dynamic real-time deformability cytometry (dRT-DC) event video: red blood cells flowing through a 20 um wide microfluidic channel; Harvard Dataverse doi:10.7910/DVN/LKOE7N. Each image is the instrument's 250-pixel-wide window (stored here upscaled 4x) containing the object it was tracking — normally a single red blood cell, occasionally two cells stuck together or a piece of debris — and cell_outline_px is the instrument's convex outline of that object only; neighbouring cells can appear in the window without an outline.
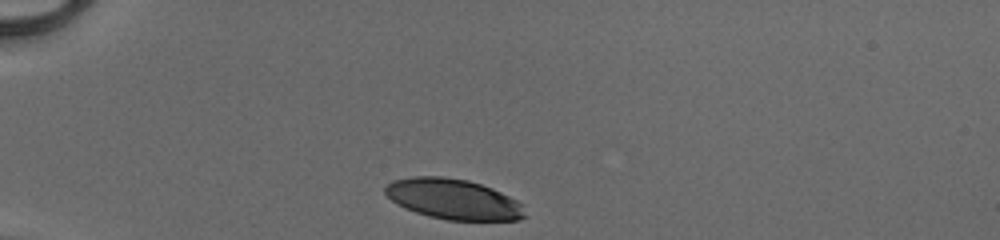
{"species": "human", "species_latin": "Homo sapiens", "temperature_condition": "cold", "stored_images_in_passage": 30, "camera_frame_rate_fps": 3000, "um_per_image_px": 0.085, "donor": {"sex": "male"}, "frame": {"image": 1, "passage_image": 1, "time_ms": 0.0, "image_size_px": [1000, 240], "cell_outline_px": [[528, 216], [520, 220], [448, 220], [428, 216], [404, 208], [392, 200], [384, 192], [384, 188], [392, 180], [412, 176], [444, 176], [468, 180], [492, 188], [524, 204]], "centroid_in_image_um": [38.56, 16.93], "position_along_channel_um": 46.4, "area_um2": 33.12}}
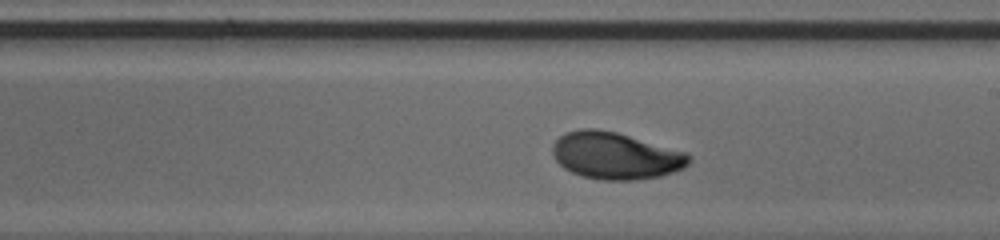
{"frame": {"image": 2, "passage_image": 18, "time_ms": 5.667, "image_size_px": [1000, 240], "cell_outline_px": [[692, 156], [688, 164], [684, 168], [660, 176], [636, 180], [604, 180], [584, 176], [572, 172], [564, 168], [556, 160], [552, 152], [552, 144], [564, 132], [580, 128], [596, 128], [616, 132], [688, 152]], "centroid_in_image_um": [52.33, 13.22], "position_along_channel_um": 236.7, "area_um2": 37.45}}
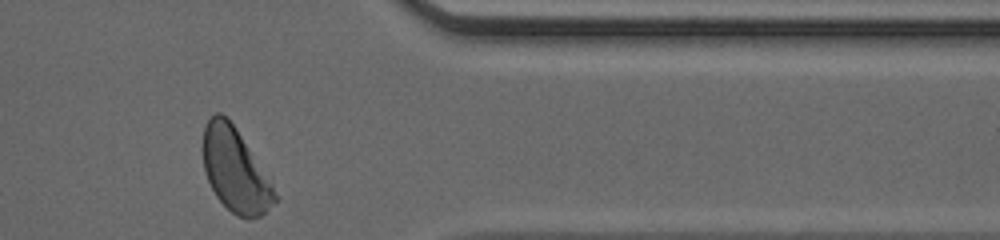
{"frame": {"image": 3, "passage_image": 30, "time_ms": 9.667, "image_size_px": [1000, 240], "cell_outline_px": [[280, 200], [260, 216], [236, 216], [216, 196], [208, 180], [204, 168], [204, 124], [216, 112], [220, 112], [236, 128], [272, 180]], "centroid_in_image_um": [20.05, 14.47], "position_along_channel_um": 391.3, "area_um2": 34.8}, "authors_computed_cell_mechanics": {"area_um2": 35.7204, "velocity_mm_per_s": 4.093, "shape_relaxation_time_tau1_ms": 2.49, "shape_relaxation_time_tau2_ms": 2.0714, "deformation_change_tau1": 0.1482, "deformation_change_tau2": 0.06}}